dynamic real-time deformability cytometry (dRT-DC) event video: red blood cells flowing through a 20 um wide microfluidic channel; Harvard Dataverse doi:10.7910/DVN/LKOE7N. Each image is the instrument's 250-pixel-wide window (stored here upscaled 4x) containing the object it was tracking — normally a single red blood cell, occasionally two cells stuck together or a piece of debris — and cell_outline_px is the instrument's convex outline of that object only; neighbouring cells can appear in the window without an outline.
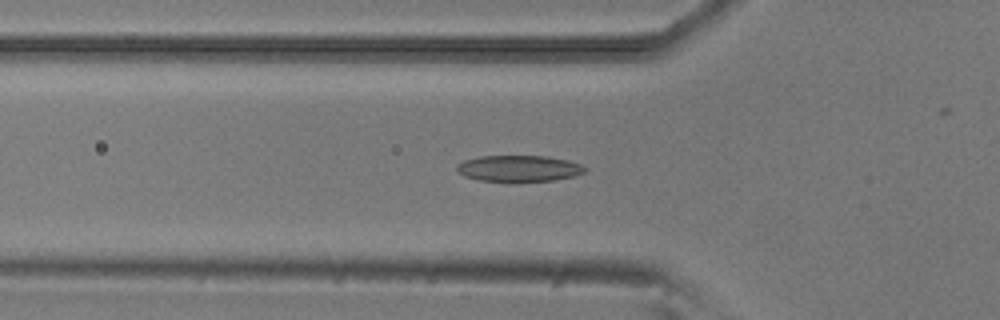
{"species": "common noctule bat (a hibernating species)", "species_latin": "Nyctalus noctula", "temperature_condition": "room temperature", "stored_images_in_passage": 44, "camera_frame_rate_fps": 3000, "um_per_image_px": 0.085, "animal": {"sex": "male", "body_mass_g": 20.5, "forearm_length_mm": 52.5}, "frame": {"image": 1, "passage_image": 17, "time_ms": 5.333, "image_size_px": [1000, 320], "cell_outline_px": [[588, 168], [584, 172], [572, 176], [552, 180], [480, 180], [464, 176], [456, 172], [456, 164], [464, 160], [480, 156], [548, 156], [568, 160], [580, 164]], "centroid_in_image_um": [44.07, 14.29], "position_along_channel_um": 81.7, "area_um2": 19.25}}
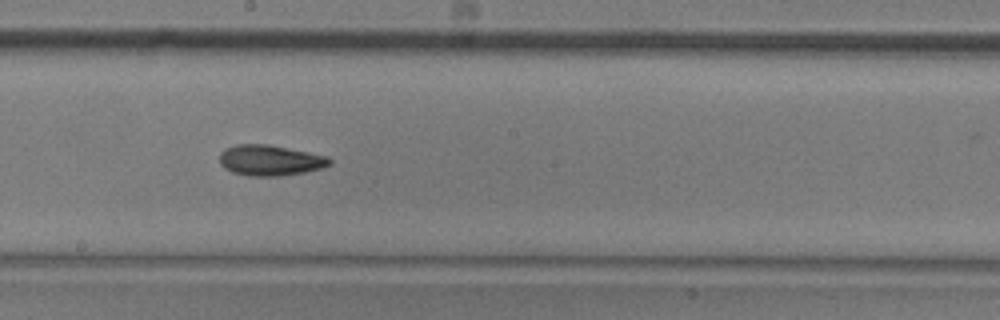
{"frame": {"image": 2, "passage_image": 28, "time_ms": 9.0, "image_size_px": [1000, 320], "cell_outline_px": [[332, 164], [320, 168], [304, 172], [280, 176], [248, 176], [232, 172], [224, 168], [220, 164], [220, 152], [224, 148], [236, 144], [268, 144], [324, 156], [332, 160]], "centroid_in_image_um": [22.89, 13.63], "position_along_channel_um": 225.3, "area_um2": 19.54}}
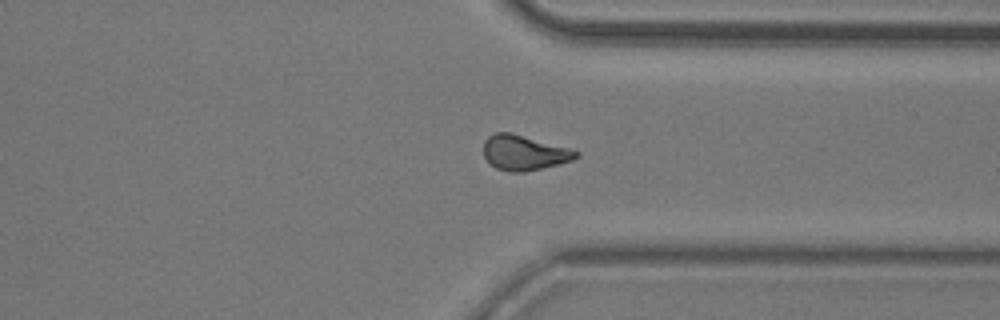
{"frame": {"image": 3, "passage_image": 39, "time_ms": 12.667, "image_size_px": [1000, 320], "cell_outline_px": [[580, 156], [572, 160], [524, 172], [508, 172], [496, 168], [484, 156], [484, 140], [488, 136], [496, 132], [508, 132], [568, 148], [580, 152]], "centroid_in_image_um": [44.52, 12.98], "position_along_channel_um": 366.9, "area_um2": 18.5}}